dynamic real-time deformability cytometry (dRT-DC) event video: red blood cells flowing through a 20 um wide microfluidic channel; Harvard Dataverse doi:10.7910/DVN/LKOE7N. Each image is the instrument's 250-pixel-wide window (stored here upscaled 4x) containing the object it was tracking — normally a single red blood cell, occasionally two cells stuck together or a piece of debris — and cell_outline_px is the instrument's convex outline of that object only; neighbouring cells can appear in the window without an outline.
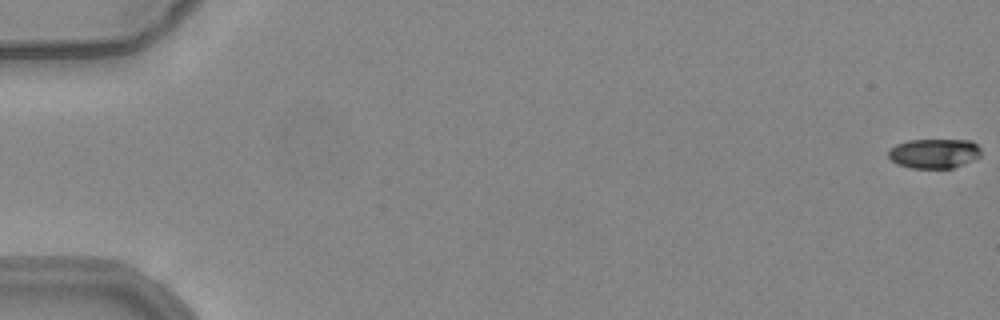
{"species": "common noctule bat (a hibernating species)", "species_latin": "Nyctalus noctula", "temperature_condition": "warm", "stored_images_in_passage": 55, "camera_frame_rate_fps": 3000, "um_per_image_px": 0.085, "animal": {"sex": "female", "body_mass_g": 24.6, "forearm_length_mm": 56.2}, "frame": {"image": 1, "passage_image": 1, "time_ms": 0.0, "image_size_px": [1000, 320], "cell_outline_px": [[980, 156], [976, 160], [952, 168], [912, 168], [896, 164], [888, 156], [888, 148], [896, 144], [908, 140], [972, 140], [980, 148]], "centroid_in_image_um": [79.4, 13.04], "position_along_channel_um": 5.6, "area_um2": 16.18}}
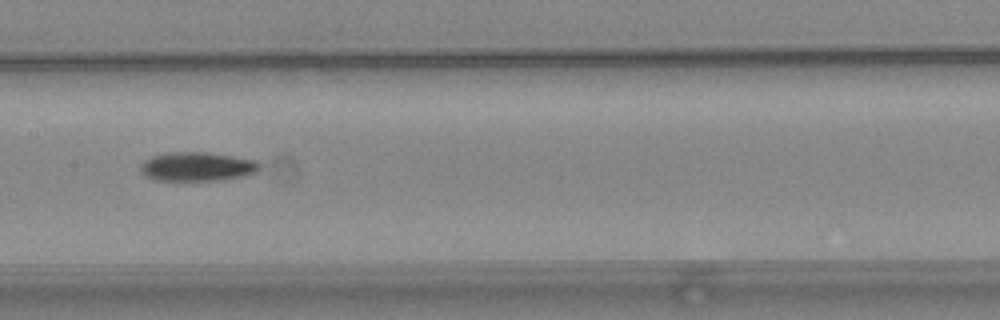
{"frame": {"image": 2, "passage_image": 29, "time_ms": 9.333, "image_size_px": [1000, 320], "cell_outline_px": [[260, 168], [256, 172], [244, 176], [216, 180], [156, 180], [140, 172], [140, 164], [144, 160], [152, 156], [168, 152], [204, 152], [232, 156], [256, 160], [260, 164]], "centroid_in_image_um": [16.74, 14.15], "position_along_channel_um": 190.7, "area_um2": 20.0}}
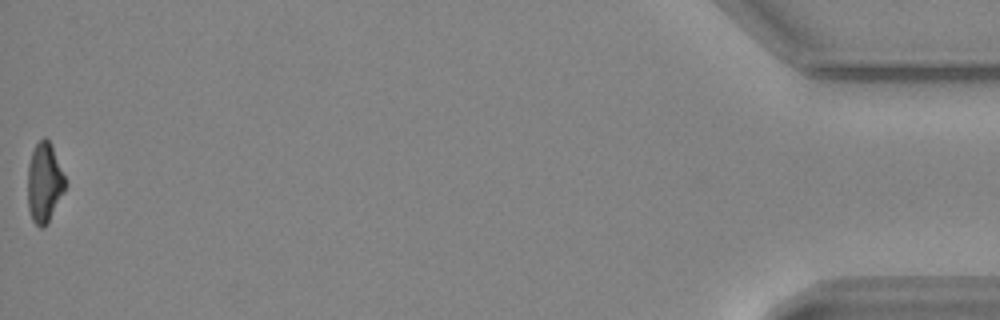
{"frame": {"image": 3, "passage_image": 55, "time_ms": 18.0, "image_size_px": [1000, 320], "cell_outline_px": [[68, 184], [64, 192], [48, 220], [40, 228], [32, 220], [28, 208], [28, 164], [32, 152], [36, 144], [44, 136], [52, 144]], "centroid_in_image_um": [3.78, 15.47], "position_along_channel_um": 431.4, "area_um2": 17.34}, "authors_computed_cell_mechanics": {"area_um2": 18.7272, "velocity_mm_per_s": 3.8983, "shape_relaxation_time_tau1_ms": 3.8257, "shape_relaxation_time_tau2_ms": null, "deformation_change_tau1": 0.1543, "deformation_change_tau2": null}}